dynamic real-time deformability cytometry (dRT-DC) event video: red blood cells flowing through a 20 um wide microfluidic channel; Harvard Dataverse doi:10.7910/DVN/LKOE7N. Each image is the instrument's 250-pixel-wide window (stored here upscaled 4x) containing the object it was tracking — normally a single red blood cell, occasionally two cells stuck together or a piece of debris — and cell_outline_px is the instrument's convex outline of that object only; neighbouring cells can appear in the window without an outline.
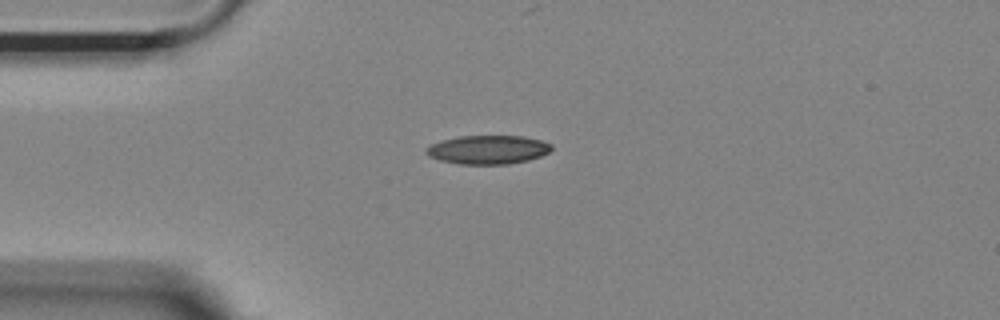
{"species": "Egyptian fruit bat (a non-hibernating species)", "species_latin": "Rousettus aegyptiacus", "temperature_condition": "room temperature", "stored_images_in_passage": 42, "camera_frame_rate_fps": 3000, "um_per_image_px": 0.085, "animal": {"sex": "female"}, "frame": {"image": 1, "passage_image": 1, "time_ms": 0.0, "image_size_px": [1000, 320], "cell_outline_px": [[552, 148], [548, 152], [540, 156], [528, 160], [508, 164], [460, 164], [440, 160], [428, 156], [424, 152], [424, 148], [440, 140], [460, 136], [524, 136], [540, 140], [552, 144]], "centroid_in_image_um": [41.44, 12.72], "position_along_channel_um": 43.6, "area_um2": 21.04}}
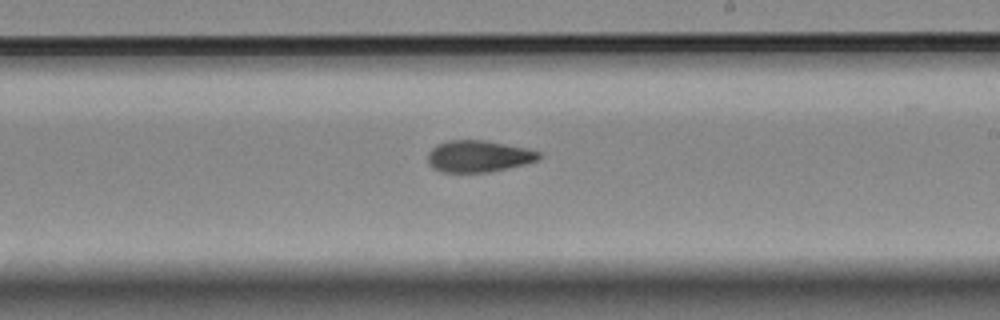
{"frame": {"image": 2, "passage_image": 19, "time_ms": 6.0, "image_size_px": [1000, 320], "cell_outline_px": [[544, 152], [536, 160], [524, 164], [492, 172], [440, 172], [432, 168], [428, 164], [428, 152], [436, 144], [448, 140], [484, 140], [528, 148]], "centroid_in_image_um": [40.66, 13.28], "position_along_channel_um": 248.3, "area_um2": 20.75}}
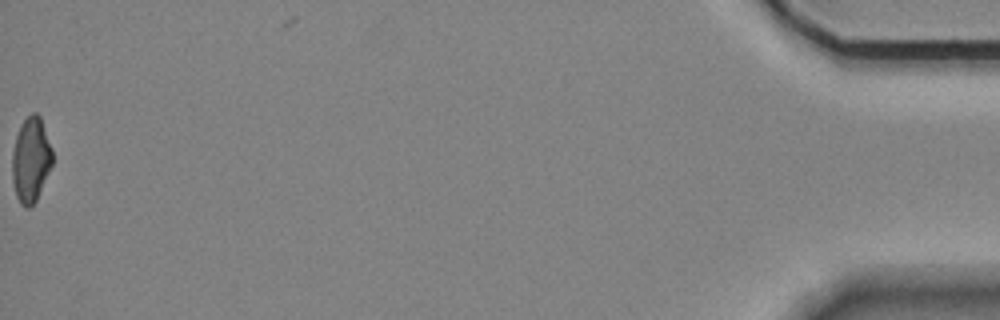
{"frame": {"image": 3, "passage_image": 42, "time_ms": 13.667, "image_size_px": [1000, 320], "cell_outline_px": [[52, 164], [36, 200], [28, 208], [24, 208], [20, 204], [16, 196], [12, 180], [12, 152], [16, 136], [20, 124], [32, 112], [36, 112], [40, 116], [52, 148]], "centroid_in_image_um": [2.61, 13.57], "position_along_channel_um": 432.6, "area_um2": 19.88}, "authors_computed_cell_mechanics": {"area_um2": 20.6346, "velocity_mm_per_s": 3.6949, "shape_relaxation_time_tau1_ms": null, "shape_relaxation_time_tau2_ms": 4.9008, "deformation_change_tau1": null, "deformation_change_tau2": 0.1172}}